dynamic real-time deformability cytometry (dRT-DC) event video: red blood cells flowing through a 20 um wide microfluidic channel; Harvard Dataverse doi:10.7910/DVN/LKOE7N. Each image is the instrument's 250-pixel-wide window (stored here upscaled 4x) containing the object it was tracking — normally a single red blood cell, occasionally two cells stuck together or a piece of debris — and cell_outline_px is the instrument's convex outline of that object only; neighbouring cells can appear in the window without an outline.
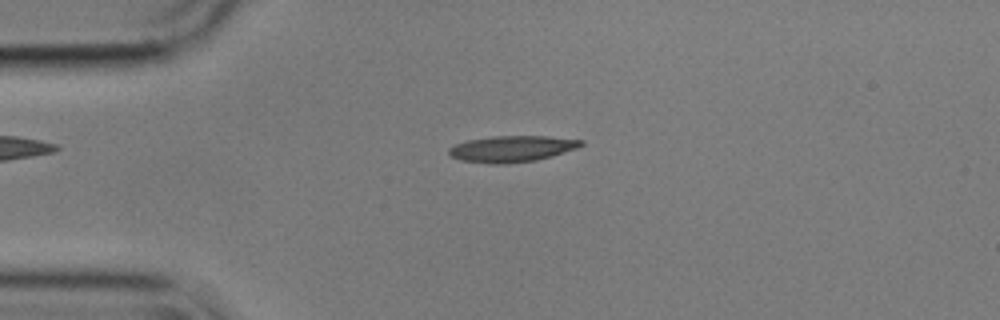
{"species": "common noctule bat (a hibernating species)", "species_latin": "Nyctalus noctula", "temperature_condition": "cold", "stored_images_in_passage": 55, "camera_frame_rate_fps": 3000, "um_per_image_px": 0.085, "animal": {"sex": "male", "body_mass_g": 17.9}, "frame": {"image": 1, "passage_image": 12, "time_ms": 3.667, "image_size_px": [1000, 320], "cell_outline_px": [[584, 144], [576, 148], [552, 156], [536, 160], [500, 164], [492, 164], [460, 160], [452, 156], [448, 152], [448, 148], [456, 144], [468, 140], [492, 136], [548, 136], [584, 140]], "centroid_in_image_um": [43.51, 12.64], "position_along_channel_um": 41.5, "area_um2": 20.11}}
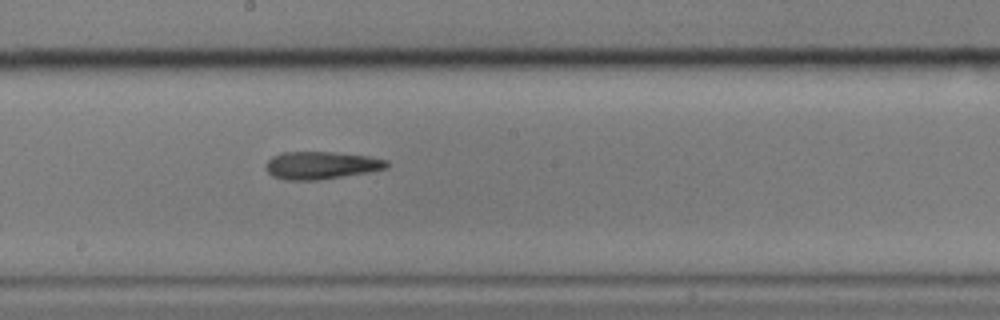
{"frame": {"image": 2, "passage_image": 29, "time_ms": 9.333, "image_size_px": [1000, 320], "cell_outline_px": [[388, 168], [368, 172], [320, 180], [284, 180], [272, 176], [264, 168], [264, 164], [272, 156], [280, 152], [332, 152], [368, 156], [388, 160]], "centroid_in_image_um": [27.26, 14.05], "position_along_channel_um": 220.9, "area_um2": 19.65}}
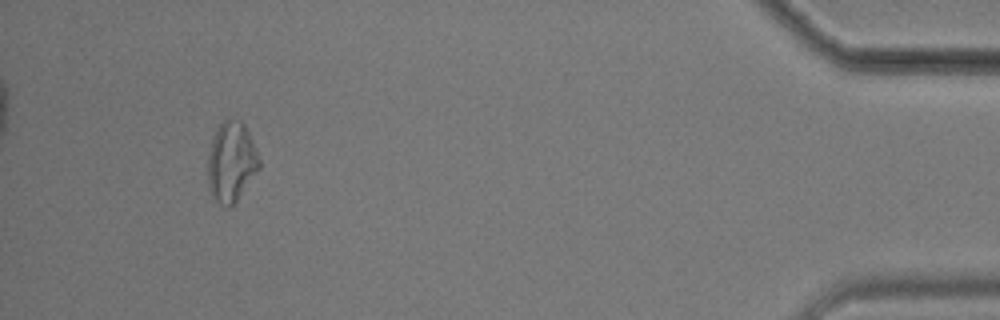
{"frame": {"image": 3, "passage_image": 51, "time_ms": 16.667, "image_size_px": [1000, 320], "cell_outline_px": [[260, 168], [236, 200], [228, 208], [224, 208], [212, 196], [208, 188], [208, 152], [216, 128], [228, 116], [240, 120], [244, 124], [256, 148], [260, 160]], "centroid_in_image_um": [19.65, 13.73], "position_along_channel_um": 415.5, "area_um2": 24.1}, "authors_computed_cell_mechanics": {"area_um2": 19.4786, "velocity_mm_per_s": 3.5612, "shape_relaxation_time_tau1_ms": 10.8465, "shape_relaxation_time_tau2_ms": null, "deformation_change_tau1": 0.2631, "deformation_change_tau2": null}}